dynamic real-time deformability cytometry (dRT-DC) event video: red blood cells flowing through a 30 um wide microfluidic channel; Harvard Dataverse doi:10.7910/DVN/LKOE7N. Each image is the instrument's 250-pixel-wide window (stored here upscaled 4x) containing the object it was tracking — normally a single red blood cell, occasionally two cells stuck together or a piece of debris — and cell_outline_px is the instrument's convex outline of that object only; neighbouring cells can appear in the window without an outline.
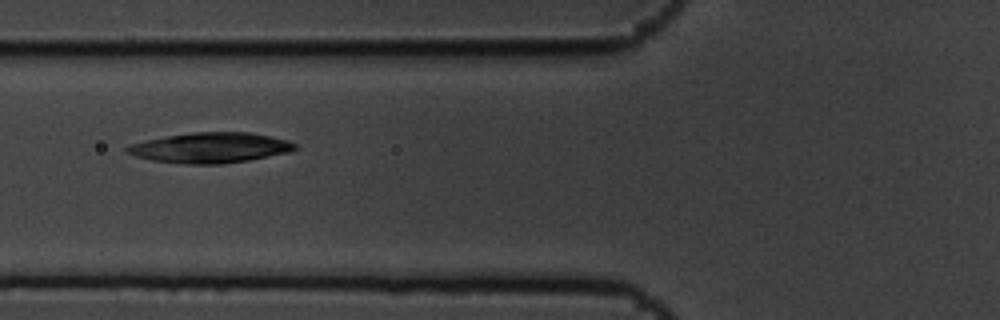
{"species": "common noctule bat (a hibernating species)", "species_latin": "Nyctalus noctula", "temperature_condition": "cold", "stored_images_in_passage": 10, "camera_frame_rate_fps": 3000, "um_per_image_px": 0.085, "animal": {"sex": "male", "body_mass_g": 19.5, "forearm_length_mm": 54.6}, "frame": {"image": 1, "passage_image": 6, "time_ms": 1.667, "image_size_px": [1000, 320], "cell_outline_px": [[296, 148], [288, 152], [248, 160], [224, 164], [184, 164], [152, 160], [136, 156], [124, 152], [124, 148], [128, 144], [144, 140], [192, 132], [248, 132], [288, 140], [296, 144]], "centroid_in_image_um": [17.81, 12.56], "position_along_channel_um": 108.0, "area_um2": 29.59}}
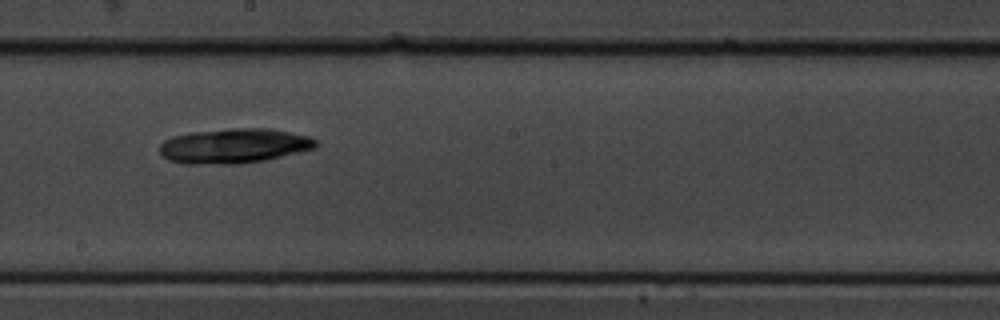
{"frame": {"image": 2, "passage_image": 9, "time_ms": 2.667, "image_size_px": [1000, 320], "cell_outline_px": [[320, 144], [316, 148], [264, 160], [240, 164], [184, 164], [168, 160], [160, 152], [160, 144], [164, 140], [172, 136], [192, 132], [228, 128], [268, 128], [308, 136], [316, 140]], "centroid_in_image_um": [19.88, 12.4], "position_along_channel_um": 228.3, "area_um2": 31.79}}
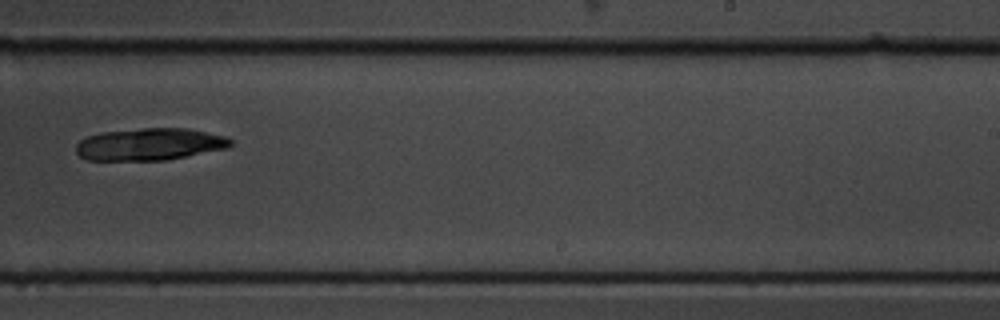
{"frame": {"image": 3, "passage_image": 10, "time_ms": 3.0, "image_size_px": [1000, 320], "cell_outline_px": [[232, 144], [228, 148], [168, 160], [88, 160], [80, 156], [76, 152], [76, 144], [80, 140], [88, 136], [100, 132], [140, 128], [188, 128], [224, 136], [232, 140]], "centroid_in_image_um": [12.72, 12.26], "position_along_channel_um": 276.3, "area_um2": 29.07}}